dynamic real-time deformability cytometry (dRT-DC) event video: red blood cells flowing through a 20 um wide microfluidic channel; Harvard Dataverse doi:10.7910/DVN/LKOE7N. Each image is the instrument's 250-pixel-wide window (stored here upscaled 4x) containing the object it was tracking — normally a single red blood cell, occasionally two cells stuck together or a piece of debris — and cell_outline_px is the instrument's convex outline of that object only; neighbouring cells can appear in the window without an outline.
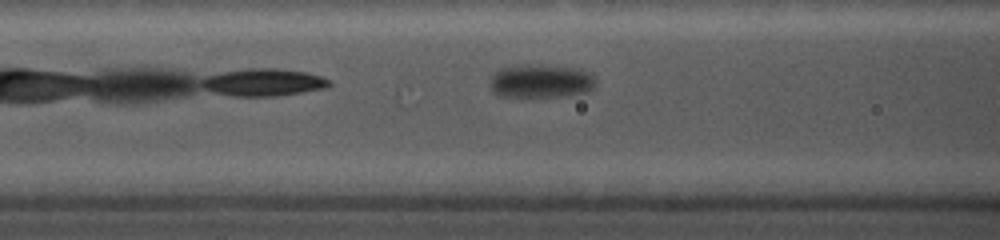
{"species": "common noctule bat (a hibernating species)", "species_latin": "Nyctalus noctula", "temperature_condition": "cold", "stored_images_in_passage": 4, "camera_frame_rate_fps": 5000, "um_per_image_px": 0.085, "animal": {"sex": "female", "body_mass_g": 19.0, "forearm_length_mm": 56.7}, "frame": {"image": 1, "passage_image": 4, "time_ms": 0.6, "image_size_px": [1000, 240], "cell_outline_px": [[596, 84], [588, 92], [568, 96], [520, 100], [500, 96], [492, 92], [492, 76], [500, 68], [528, 64], [536, 64], [572, 68], [588, 72], [596, 80]], "centroid_in_image_um": [45.95, 6.96], "position_along_channel_um": 120.7, "area_um2": 21.39}}